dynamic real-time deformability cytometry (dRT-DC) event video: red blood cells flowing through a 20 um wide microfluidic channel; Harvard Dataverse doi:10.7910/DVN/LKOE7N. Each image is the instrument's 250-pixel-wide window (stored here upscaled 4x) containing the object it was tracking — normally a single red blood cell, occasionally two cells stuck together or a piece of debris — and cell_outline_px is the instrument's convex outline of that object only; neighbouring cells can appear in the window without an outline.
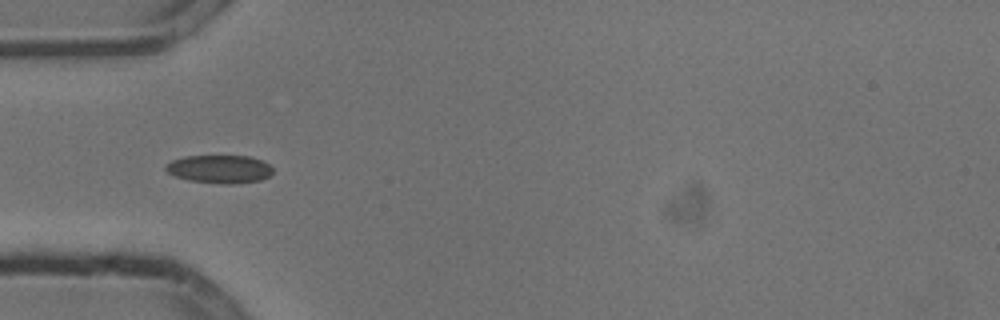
{"species": "common noctule bat (a hibernating species)", "species_latin": "Nyctalus noctula", "temperature_condition": "cold", "stored_images_in_passage": 5, "camera_frame_rate_fps": 3000, "um_per_image_px": 0.085, "animal": {"sex": "male", "body_mass_g": 13.3}, "frame": {"image": 1, "passage_image": 2, "time_ms": 0.333, "image_size_px": [1000, 320], "cell_outline_px": [[272, 172], [268, 176], [260, 180], [232, 184], [220, 184], [188, 180], [176, 176], [168, 172], [164, 168], [172, 160], [184, 156], [248, 156], [260, 160], [268, 164], [272, 168]], "centroid_in_image_um": [18.65, 14.37], "position_along_channel_um": 66.4, "area_um2": 17.4}}
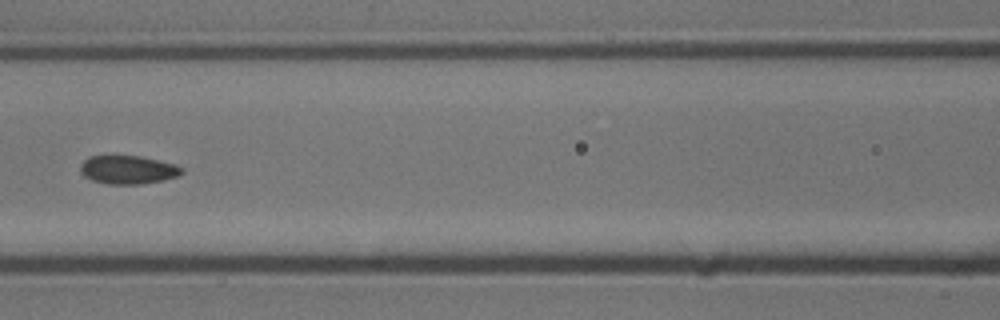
{"frame": {"image": 2, "passage_image": 4, "time_ms": 1.0, "image_size_px": [1000, 320], "cell_outline_px": [[184, 172], [176, 176], [164, 180], [140, 184], [108, 184], [92, 180], [84, 176], [80, 172], [80, 164], [88, 156], [140, 156], [176, 164], [184, 168]], "centroid_in_image_um": [10.88, 14.43], "position_along_channel_um": 155.7, "area_um2": 16.88}}
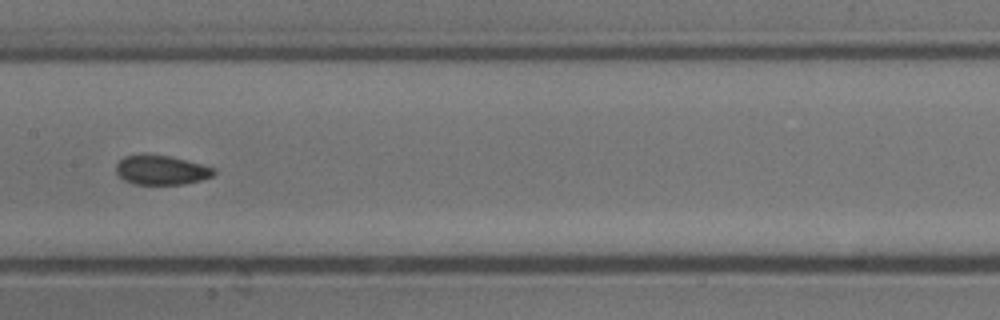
{"frame": {"image": 3, "passage_image": 5, "time_ms": 1.333, "image_size_px": [1000, 320], "cell_outline_px": [[216, 172], [212, 176], [200, 180], [184, 184], [136, 184], [124, 180], [116, 172], [116, 164], [124, 156], [168, 156], [216, 168]], "centroid_in_image_um": [13.73, 14.48], "position_along_channel_um": 193.7, "area_um2": 16.24}}